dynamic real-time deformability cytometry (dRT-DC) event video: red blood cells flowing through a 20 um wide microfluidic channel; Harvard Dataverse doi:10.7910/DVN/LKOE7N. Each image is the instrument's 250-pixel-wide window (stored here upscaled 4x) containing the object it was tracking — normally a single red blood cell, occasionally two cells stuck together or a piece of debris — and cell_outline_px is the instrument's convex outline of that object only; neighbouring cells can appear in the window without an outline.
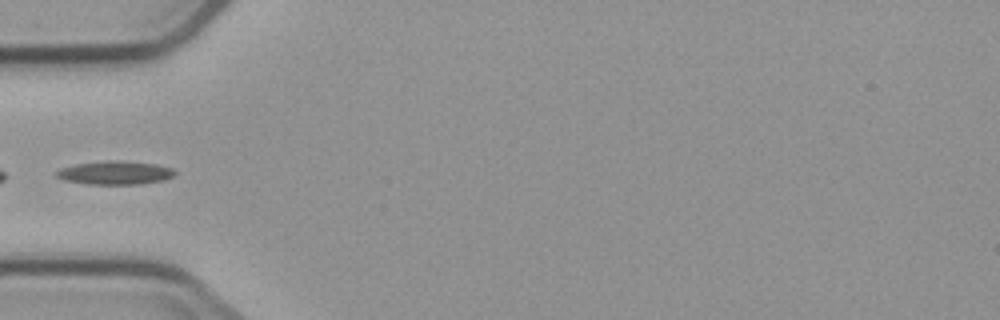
{"species": "common noctule bat (a hibernating species)", "species_latin": "Nyctalus noctula", "temperature_condition": "cold", "stored_images_in_passage": 7, "camera_frame_rate_fps": 3000, "um_per_image_px": 0.085, "animal": {"sex": "male", "body_mass_g": 23.1, "forearm_length_mm": 52.7}, "frame": {"image": 1, "passage_image": 6, "time_ms": 6.0, "image_size_px": [1000, 320], "cell_outline_px": [[176, 172], [172, 176], [164, 180], [140, 184], [88, 184], [64, 180], [56, 176], [56, 172], [60, 168], [76, 164], [108, 160], [120, 160], [156, 164], [172, 168]], "centroid_in_image_um": [9.78, 14.68], "position_along_channel_um": 75.2, "area_um2": 16.18}}
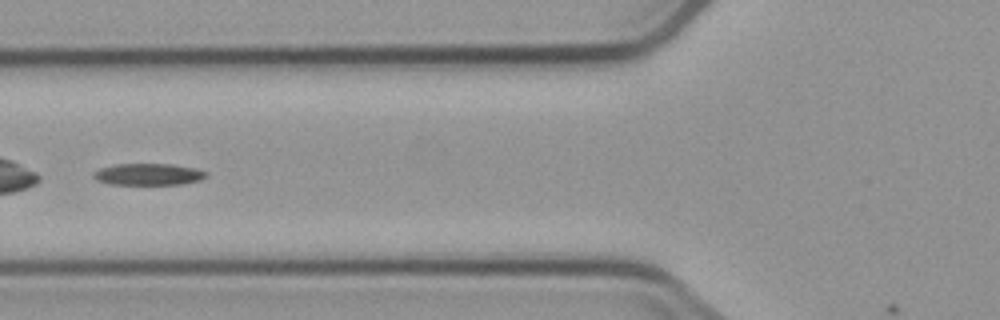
{"frame": {"image": 2, "passage_image": 7, "time_ms": 7.0, "image_size_px": [1000, 320], "cell_outline_px": [[208, 176], [200, 180], [180, 184], [108, 184], [96, 180], [92, 176], [92, 172], [100, 168], [116, 164], [172, 164], [196, 168], [208, 172]], "centroid_in_image_um": [12.61, 14.81], "position_along_channel_um": 113.2, "area_um2": 14.33}}